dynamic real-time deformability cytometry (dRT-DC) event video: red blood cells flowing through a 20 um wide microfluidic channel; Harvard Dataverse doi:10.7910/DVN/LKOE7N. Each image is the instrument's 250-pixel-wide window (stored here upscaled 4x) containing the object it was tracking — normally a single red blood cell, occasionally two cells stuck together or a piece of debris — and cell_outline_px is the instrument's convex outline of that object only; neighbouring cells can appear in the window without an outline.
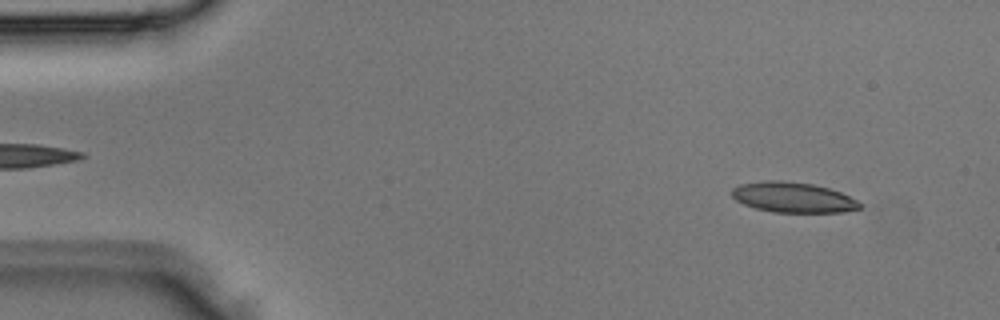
{"species": "Egyptian fruit bat (a non-hibernating species)", "species_latin": "Rousettus aegyptiacus", "temperature_condition": "room temperature", "stored_images_in_passage": 3, "camera_frame_rate_fps": 3000, "um_per_image_px": 0.085, "animal": {"sex": "male"}, "frame": {"image": 1, "passage_image": 3, "time_ms": 0.667, "image_size_px": [1000, 320], "cell_outline_px": [[860, 208], [840, 212], [772, 212], [756, 208], [744, 204], [736, 200], [732, 196], [732, 188], [740, 184], [760, 180], [780, 180], [812, 184], [828, 188], [840, 192], [856, 200], [860, 204]], "centroid_in_image_um": [67.35, 16.76], "position_along_channel_um": 17.6, "area_um2": 22.43}}